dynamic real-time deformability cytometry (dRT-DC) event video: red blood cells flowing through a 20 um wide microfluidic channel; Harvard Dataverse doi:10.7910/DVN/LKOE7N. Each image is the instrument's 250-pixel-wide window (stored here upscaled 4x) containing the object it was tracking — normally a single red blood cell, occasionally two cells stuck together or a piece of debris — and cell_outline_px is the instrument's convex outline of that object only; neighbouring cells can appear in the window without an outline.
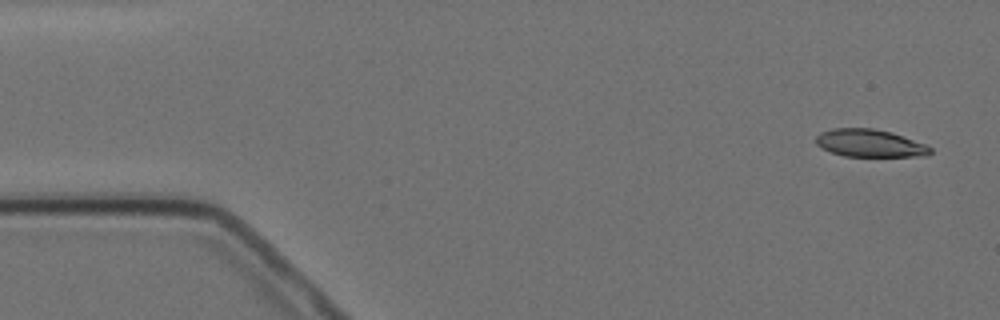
{"species": "Egyptian fruit bat (a non-hibernating species)", "species_latin": "Rousettus aegyptiacus", "temperature_condition": "cold", "stored_images_in_passage": 5, "camera_frame_rate_fps": 3000, "um_per_image_px": 0.085, "animal": {"sex": "female"}, "frame": {"image": 1, "passage_image": 1, "time_ms": 0.0, "image_size_px": [1000, 320], "cell_outline_px": [[932, 152], [928, 156], [844, 156], [820, 148], [816, 144], [816, 136], [820, 132], [832, 128], [872, 128], [892, 132], [924, 144], [932, 148]], "centroid_in_image_um": [73.91, 12.17], "position_along_channel_um": 11.1, "area_um2": 18.44}}